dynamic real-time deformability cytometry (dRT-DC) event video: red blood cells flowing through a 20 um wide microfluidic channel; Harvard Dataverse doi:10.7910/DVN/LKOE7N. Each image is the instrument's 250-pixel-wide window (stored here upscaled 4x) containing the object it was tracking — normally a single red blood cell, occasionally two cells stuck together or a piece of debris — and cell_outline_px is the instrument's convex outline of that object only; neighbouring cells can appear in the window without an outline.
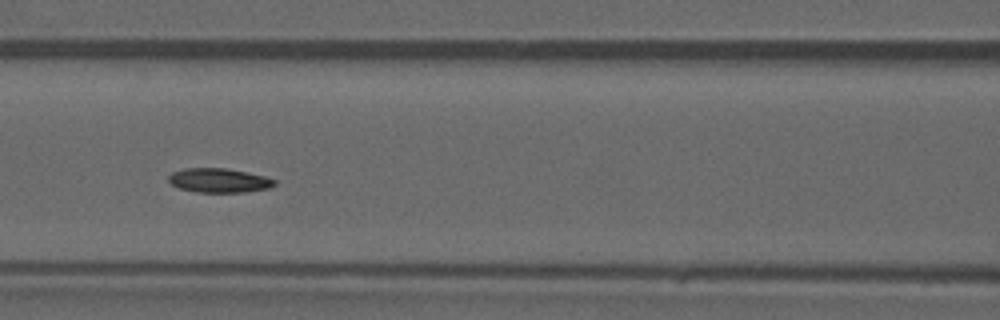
{"species": "common noctule bat (a hibernating species)", "species_latin": "Nyctalus noctula", "temperature_condition": "warm", "stored_images_in_passage": 39, "camera_frame_rate_fps": 3000, "um_per_image_px": 0.085, "animal": {"sex": "male", "forearm_length_mm": 52.5}, "frame": {"image": 1, "passage_image": 12, "time_ms": 3.667, "image_size_px": [1000, 320], "cell_outline_px": [[276, 184], [268, 188], [244, 192], [196, 192], [180, 188], [172, 184], [168, 180], [168, 176], [172, 172], [184, 168], [228, 168], [248, 172], [264, 176], [276, 180]], "centroid_in_image_um": [18.61, 15.32], "position_along_channel_um": 148.0, "area_um2": 14.97}}